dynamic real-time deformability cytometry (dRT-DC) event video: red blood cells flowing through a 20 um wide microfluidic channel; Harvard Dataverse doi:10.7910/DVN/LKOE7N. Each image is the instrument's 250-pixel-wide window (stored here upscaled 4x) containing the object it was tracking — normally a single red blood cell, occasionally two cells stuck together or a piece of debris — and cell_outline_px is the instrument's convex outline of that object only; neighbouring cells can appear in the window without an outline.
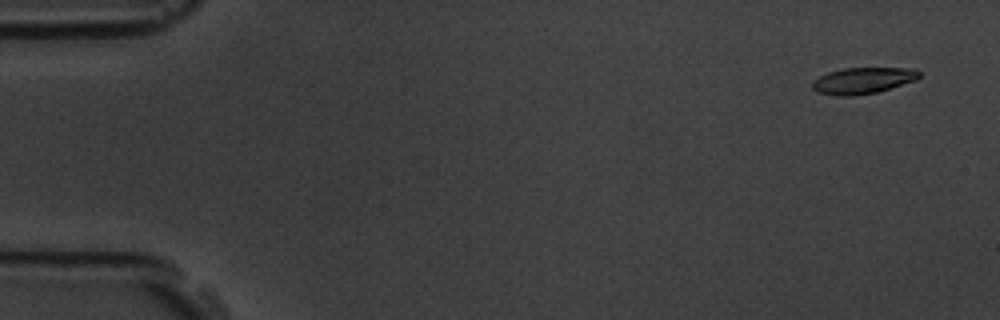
{"species": "common noctule bat (a hibernating species)", "species_latin": "Nyctalus noctula", "temperature_condition": "room temperature", "stored_images_in_passage": 6, "camera_frame_rate_fps": 3000, "um_per_image_px": 0.085, "animal": {"sex": "male", "body_mass_g": 19.5, "forearm_length_mm": 54.6}, "frame": {"image": 1, "passage_image": 1, "time_ms": 0.0, "image_size_px": [1000, 320], "cell_outline_px": [[920, 76], [916, 80], [876, 92], [852, 96], [840, 96], [816, 92], [812, 88], [812, 80], [828, 72], [844, 68], [916, 68], [920, 72]], "centroid_in_image_um": [73.33, 6.84], "position_along_channel_um": 11.7, "area_um2": 16.36}}
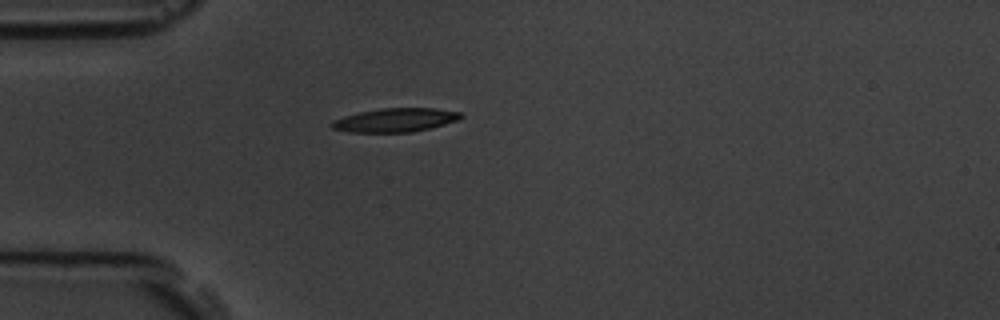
{"frame": {"image": 2, "passage_image": 5, "time_ms": 4.333, "image_size_px": [1000, 320], "cell_outline_px": [[464, 116], [460, 120], [412, 132], [348, 132], [332, 128], [328, 124], [332, 120], [344, 116], [360, 112], [380, 108], [436, 108], [460, 112]], "centroid_in_image_um": [33.59, 10.2], "position_along_channel_um": 51.4, "area_um2": 17.92}}